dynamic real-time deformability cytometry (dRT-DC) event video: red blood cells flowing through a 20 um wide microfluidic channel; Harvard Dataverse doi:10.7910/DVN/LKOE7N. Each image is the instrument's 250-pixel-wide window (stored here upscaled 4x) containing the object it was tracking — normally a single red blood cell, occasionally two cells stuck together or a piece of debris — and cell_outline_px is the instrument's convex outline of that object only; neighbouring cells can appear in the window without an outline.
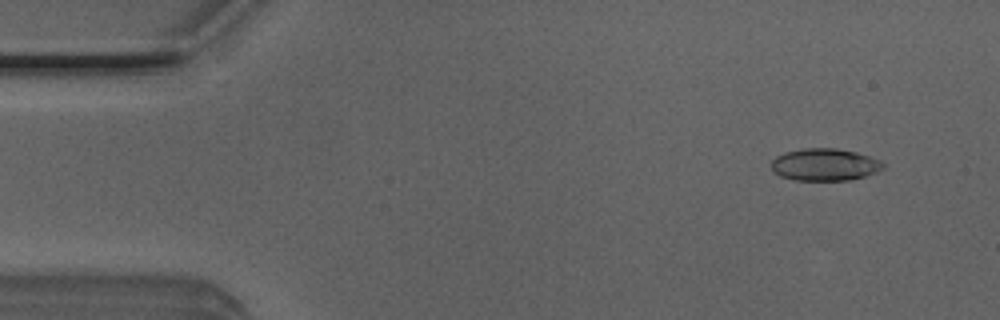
{"species": "Egyptian fruit bat (a non-hibernating species)", "species_latin": "Rousettus aegyptiacus", "temperature_condition": "room temperature", "stored_images_in_passage": 50, "camera_frame_rate_fps": 3000, "um_per_image_px": 0.085, "animal": {"sex": "male"}, "frame": {"image": 1, "passage_image": 4, "time_ms": 1.0, "image_size_px": [1000, 320], "cell_outline_px": [[884, 168], [876, 172], [864, 176], [848, 180], [796, 180], [780, 176], [772, 168], [772, 160], [776, 156], [784, 152], [804, 148], [836, 148], [856, 152], [880, 160], [884, 164]], "centroid_in_image_um": [70.1, 13.98], "position_along_channel_um": 14.9, "area_um2": 20.87}}
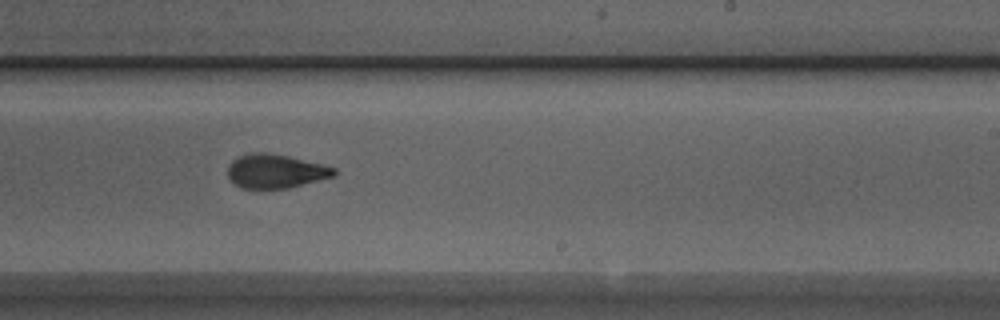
{"frame": {"image": 2, "passage_image": 30, "time_ms": 9.667, "image_size_px": [1000, 320], "cell_outline_px": [[336, 172], [332, 176], [288, 188], [240, 188], [232, 184], [228, 176], [228, 164], [236, 156], [252, 152], [268, 152], [288, 156], [336, 168]], "centroid_in_image_um": [23.33, 14.54], "position_along_channel_um": 265.7, "area_um2": 20.98}}
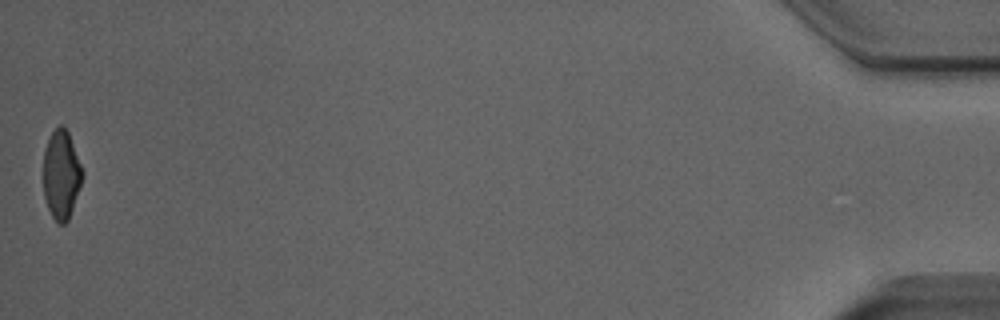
{"frame": {"image": 3, "passage_image": 50, "time_ms": 16.333, "image_size_px": [1000, 320], "cell_outline_px": [[84, 176], [68, 220], [64, 224], [56, 224], [48, 208], [44, 196], [44, 148], [52, 132], [60, 124], [64, 124], [68, 132], [84, 172]], "centroid_in_image_um": [5.22, 14.85], "position_along_channel_um": 430.0, "area_um2": 20.23}, "authors_computed_cell_mechanics": {"area_um2": 21.2993, "velocity_mm_per_s": 4.0387, "shape_relaxation_time_tau1_ms": 7.6245, "shape_relaxation_time_tau2_ms": 1.4326, "deformation_change_tau1": 0.2302, "deformation_change_tau2": 0.0716}}